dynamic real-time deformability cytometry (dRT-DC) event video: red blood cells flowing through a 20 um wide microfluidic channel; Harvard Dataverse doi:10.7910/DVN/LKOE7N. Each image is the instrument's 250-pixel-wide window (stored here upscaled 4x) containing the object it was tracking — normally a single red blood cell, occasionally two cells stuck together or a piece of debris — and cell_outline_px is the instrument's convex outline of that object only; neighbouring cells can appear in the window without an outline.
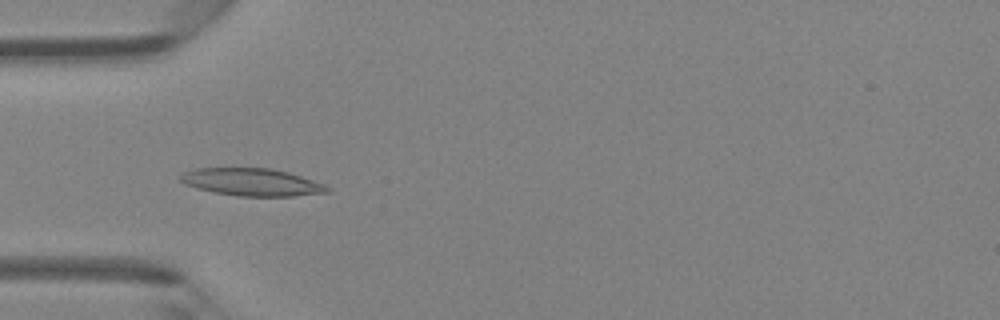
{"species": "Egyptian fruit bat (a non-hibernating species)", "species_latin": "Rousettus aegyptiacus", "temperature_condition": "room temperature", "stored_images_in_passage": 33, "camera_frame_rate_fps": 3000, "um_per_image_px": 0.085, "animal": {"sex": "female"}, "frame": {"image": 1, "passage_image": 1, "time_ms": 0.0, "image_size_px": [1000, 320], "cell_outline_px": [[332, 192], [292, 196], [236, 196], [212, 192], [196, 188], [184, 184], [180, 180], [180, 176], [184, 172], [196, 168], [268, 168], [288, 172], [324, 184], [332, 188]], "centroid_in_image_um": [21.41, 15.49], "position_along_channel_um": 63.6, "area_um2": 23.58}}
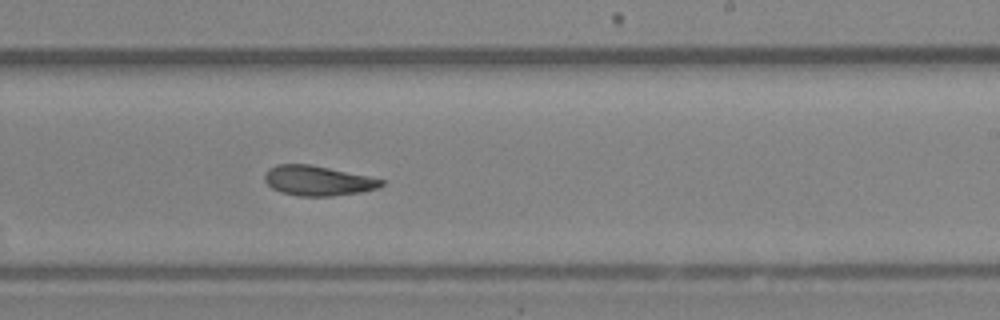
{"frame": {"image": 2, "passage_image": 15, "time_ms": 4.667, "image_size_px": [1000, 320], "cell_outline_px": [[384, 184], [376, 188], [360, 192], [332, 196], [300, 196], [280, 192], [272, 188], [264, 180], [264, 176], [268, 168], [276, 164], [312, 164], [368, 176], [384, 180]], "centroid_in_image_um": [26.98, 15.35], "position_along_channel_um": 262.0, "area_um2": 20.35}}
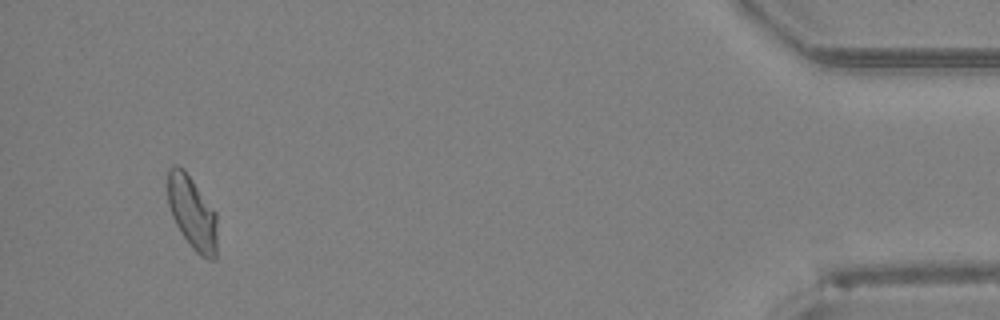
{"frame": {"image": 3, "passage_image": 31, "time_ms": 10.0, "image_size_px": [1000, 320], "cell_outline_px": [[216, 260], [208, 260], [200, 256], [192, 248], [180, 232], [172, 216], [168, 204], [168, 168], [176, 164], [184, 168], [216, 212]], "centroid_in_image_um": [16.33, 18.09], "position_along_channel_um": 418.9, "area_um2": 21.21}, "authors_computed_cell_mechanics": {"area_um2": 20.7502, "velocity_mm_per_s": 4.2988, "shape_relaxation_time_tau1_ms": 9.305, "shape_relaxation_time_tau2_ms": 2.5898, "deformation_change_tau1": 0.2327, "deformation_change_tau2": 0.0881}}